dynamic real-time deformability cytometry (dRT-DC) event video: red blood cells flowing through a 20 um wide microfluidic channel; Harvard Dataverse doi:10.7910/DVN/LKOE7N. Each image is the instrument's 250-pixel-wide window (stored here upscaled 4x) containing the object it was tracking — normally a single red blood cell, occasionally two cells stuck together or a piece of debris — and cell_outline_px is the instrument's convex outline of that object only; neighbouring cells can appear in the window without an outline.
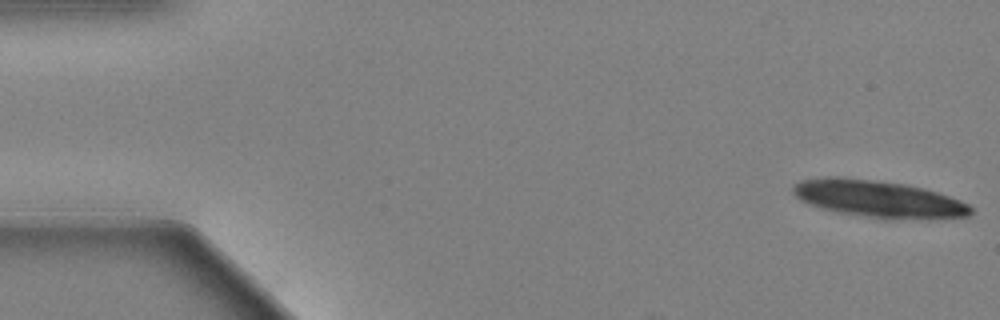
{"species": "Egyptian fruit bat (a non-hibernating species)", "species_latin": "Rousettus aegyptiacus", "temperature_condition": "warm", "stored_images_in_passage": 17, "camera_frame_rate_fps": 3000, "um_per_image_px": 0.085, "animal": {"sex": "female"}, "frame": {"image": 1, "passage_image": 1, "time_ms": 0.0, "image_size_px": [1000, 320], "cell_outline_px": [[972, 212], [968, 216], [888, 220], [840, 212], [808, 204], [800, 200], [792, 192], [792, 188], [796, 184], [804, 180], [836, 176], [904, 184], [924, 188], [960, 200], [968, 204], [972, 208]], "centroid_in_image_um": [74.67, 16.91], "position_along_channel_um": 10.3, "area_um2": 37.74}}